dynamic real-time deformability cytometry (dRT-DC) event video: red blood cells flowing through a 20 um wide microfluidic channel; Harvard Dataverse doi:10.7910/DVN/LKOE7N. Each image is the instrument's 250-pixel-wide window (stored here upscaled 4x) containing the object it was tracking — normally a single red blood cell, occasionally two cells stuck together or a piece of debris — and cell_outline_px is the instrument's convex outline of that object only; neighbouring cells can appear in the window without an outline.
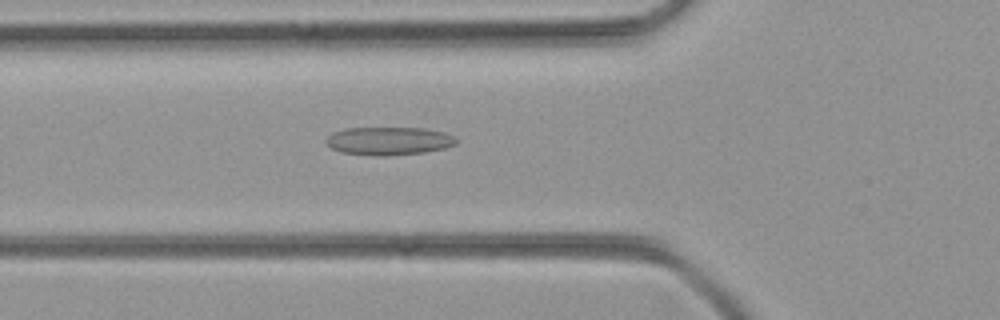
{"species": "common noctule bat (a hibernating species)", "species_latin": "Nyctalus noctula", "temperature_condition": "room temperature", "stored_images_in_passage": 49, "camera_frame_rate_fps": 3000, "um_per_image_px": 0.085, "animal": {"sex": "female", "body_mass_g": 21.9}, "frame": {"image": 1, "passage_image": 17, "time_ms": 5.333, "image_size_px": [1000, 320], "cell_outline_px": [[456, 144], [444, 148], [424, 152], [388, 156], [380, 156], [340, 152], [332, 148], [324, 140], [332, 132], [344, 128], [424, 128], [444, 132], [452, 136], [456, 140]], "centroid_in_image_um": [33.02, 11.98], "position_along_channel_um": 92.8, "area_um2": 21.27}}
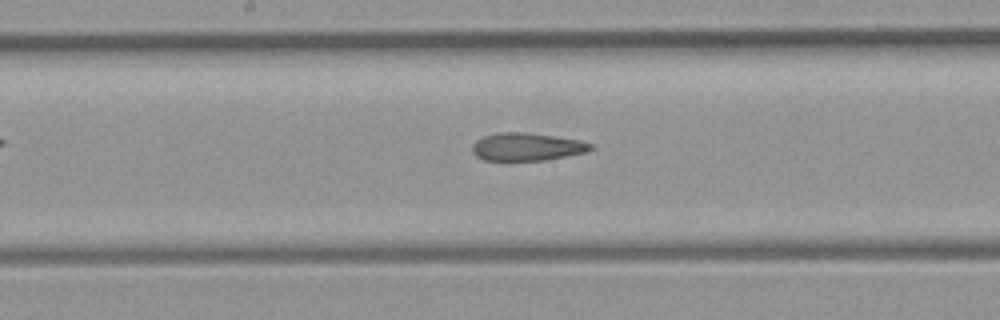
{"frame": {"image": 2, "passage_image": 25, "time_ms": 8.0, "image_size_px": [1000, 320], "cell_outline_px": [[592, 148], [588, 152], [544, 160], [484, 160], [476, 156], [472, 152], [472, 144], [476, 140], [484, 136], [496, 132], [524, 132], [580, 140], [592, 144]], "centroid_in_image_um": [44.75, 12.47], "position_along_channel_um": 203.4, "area_um2": 19.13}}
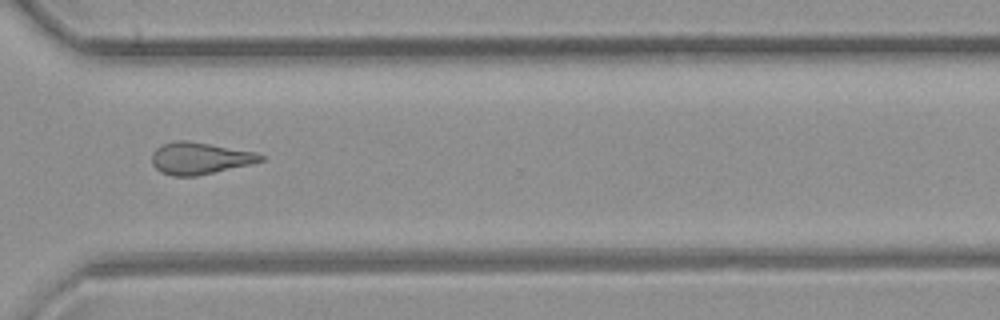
{"frame": {"image": 3, "passage_image": 36, "time_ms": 11.667, "image_size_px": [1000, 320], "cell_outline_px": [[264, 160], [252, 164], [196, 176], [172, 176], [160, 172], [152, 164], [152, 152], [156, 148], [164, 144], [176, 140], [188, 140], [256, 152], [264, 156]], "centroid_in_image_um": [16.98, 13.45], "position_along_channel_um": 353.6, "area_um2": 20.29}}